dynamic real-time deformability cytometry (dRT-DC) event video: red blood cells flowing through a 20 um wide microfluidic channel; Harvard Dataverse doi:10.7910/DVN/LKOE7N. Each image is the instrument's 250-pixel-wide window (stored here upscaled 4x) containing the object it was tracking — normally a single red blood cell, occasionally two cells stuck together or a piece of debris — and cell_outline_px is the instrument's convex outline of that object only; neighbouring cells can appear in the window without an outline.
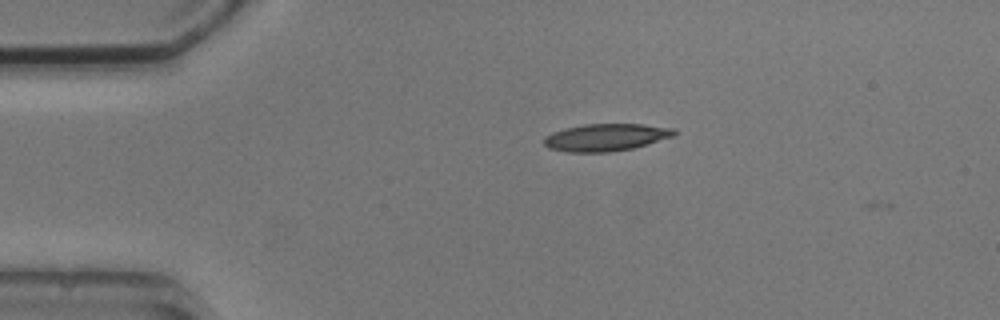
{"species": "common noctule bat (a hibernating species)", "species_latin": "Nyctalus noctula", "temperature_condition": "cold", "stored_images_in_passage": 2, "camera_frame_rate_fps": 3000, "um_per_image_px": 0.085, "animal": {"sex": "male", "body_mass_g": 20.5, "forearm_length_mm": 52.5}, "frame": {"image": 1, "passage_image": 1, "time_ms": 0.0, "image_size_px": [1000, 320], "cell_outline_px": [[676, 136], [632, 148], [608, 152], [568, 152], [548, 148], [544, 144], [544, 136], [552, 132], [564, 128], [584, 124], [640, 124], [676, 128]], "centroid_in_image_um": [51.5, 11.67], "position_along_channel_um": 33.5, "area_um2": 20.81}}